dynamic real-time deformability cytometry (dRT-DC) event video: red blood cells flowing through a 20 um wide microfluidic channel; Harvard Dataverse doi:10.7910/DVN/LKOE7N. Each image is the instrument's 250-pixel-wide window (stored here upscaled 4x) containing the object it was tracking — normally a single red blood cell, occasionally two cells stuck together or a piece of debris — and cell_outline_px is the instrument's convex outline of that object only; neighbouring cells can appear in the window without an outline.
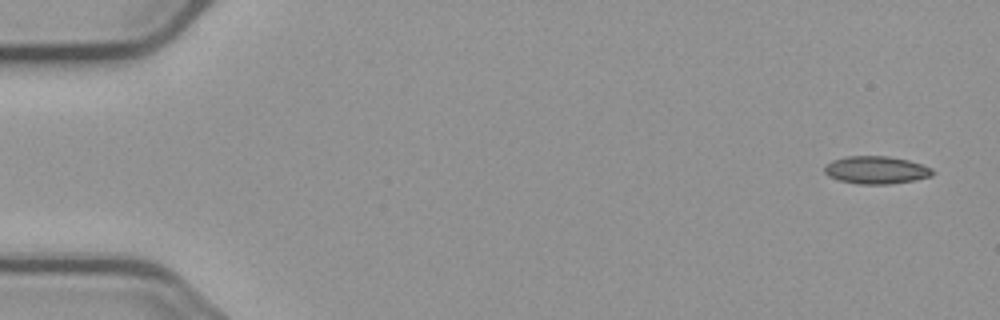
{"species": "common noctule bat (a hibernating species)", "species_latin": "Nyctalus noctula", "temperature_condition": "cold", "stored_images_in_passage": 5, "camera_frame_rate_fps": 3000, "um_per_image_px": 0.085, "animal": {"sex": "male", "body_mass_g": 23.1, "forearm_length_mm": 52.7}, "frame": {"image": 1, "passage_image": 1, "time_ms": 0.0, "image_size_px": [1000, 320], "cell_outline_px": [[936, 172], [932, 176], [916, 180], [888, 184], [856, 184], [840, 180], [828, 176], [824, 172], [824, 168], [832, 160], [848, 156], [888, 156], [908, 160], [932, 168]], "centroid_in_image_um": [74.5, 14.45], "position_along_channel_um": 10.5, "area_um2": 17.46}}
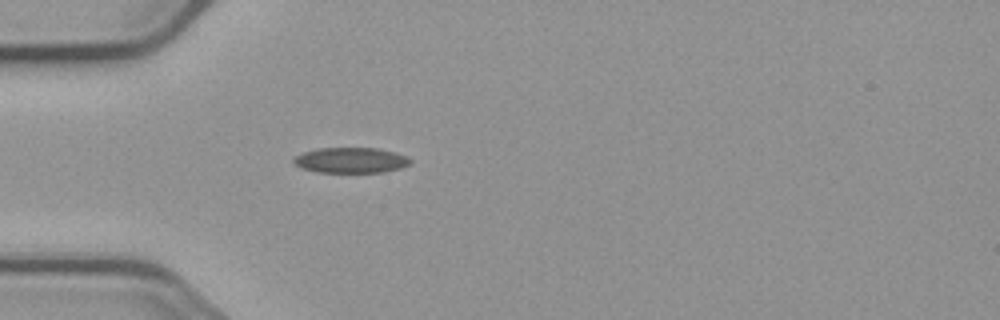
{"frame": {"image": 2, "passage_image": 5, "time_ms": 4.667, "image_size_px": [1000, 320], "cell_outline_px": [[412, 160], [408, 164], [400, 168], [384, 172], [320, 172], [300, 168], [292, 160], [296, 156], [304, 152], [320, 148], [376, 148], [396, 152], [408, 156]], "centroid_in_image_um": [29.85, 13.62], "position_along_channel_um": 55.2, "area_um2": 17.22}}